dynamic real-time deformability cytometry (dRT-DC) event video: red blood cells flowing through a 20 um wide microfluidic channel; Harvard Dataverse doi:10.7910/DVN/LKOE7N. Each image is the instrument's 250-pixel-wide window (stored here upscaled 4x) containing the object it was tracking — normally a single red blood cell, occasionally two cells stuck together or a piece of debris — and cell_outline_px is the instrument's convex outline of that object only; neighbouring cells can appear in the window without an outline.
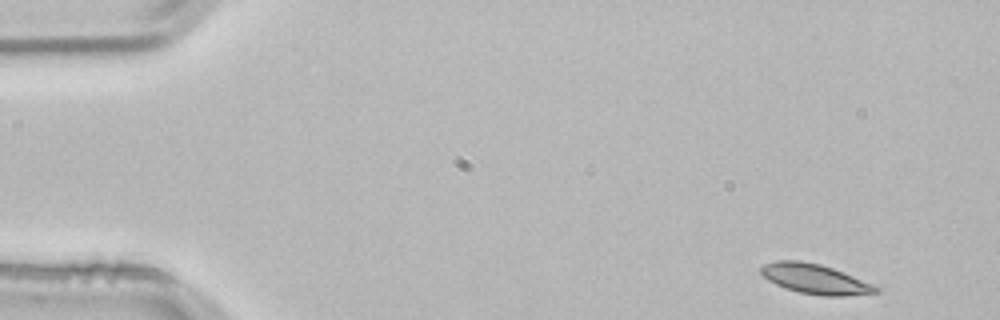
{"species": "common noctule bat (a hibernating species)", "species_latin": "Nyctalus noctula", "temperature_condition": "room temperature", "stored_images_in_passage": 3, "camera_frame_rate_fps": 3000, "um_per_image_px": 0.085, "animal": {"sex": "male", "body_mass_g": 21.5, "forearm_length_mm": 52.0}, "frame": {"image": 1, "passage_image": 1, "time_ms": 0.0, "image_size_px": [1000, 320], "cell_outline_px": [[880, 292], [844, 296], [824, 296], [800, 292], [784, 288], [768, 280], [760, 272], [760, 268], [764, 264], [776, 260], [800, 260], [820, 264], [832, 268], [872, 284], [880, 288]], "centroid_in_image_um": [69.26, 23.71], "position_along_channel_um": 15.7, "area_um2": 19.83}}
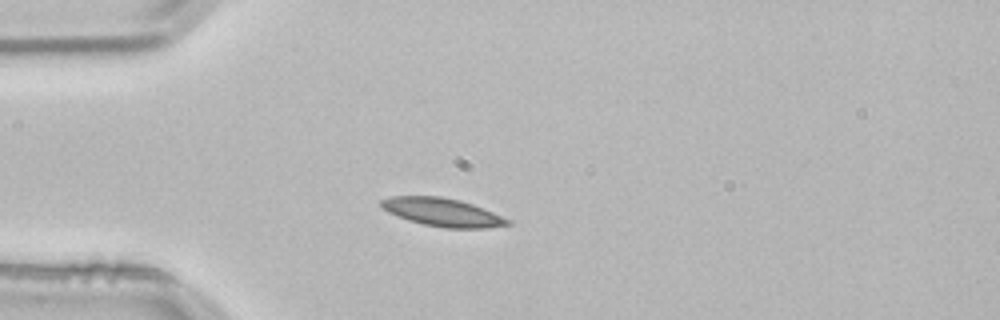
{"frame": {"image": 2, "passage_image": 3, "time_ms": 0.667, "image_size_px": [1000, 320], "cell_outline_px": [[512, 224], [488, 228], [444, 228], [424, 224], [408, 220], [396, 216], [380, 208], [380, 200], [392, 196], [440, 196], [460, 200], [472, 204], [512, 220]], "centroid_in_image_um": [37.59, 18.04], "position_along_channel_um": 47.4, "area_um2": 20.87}}